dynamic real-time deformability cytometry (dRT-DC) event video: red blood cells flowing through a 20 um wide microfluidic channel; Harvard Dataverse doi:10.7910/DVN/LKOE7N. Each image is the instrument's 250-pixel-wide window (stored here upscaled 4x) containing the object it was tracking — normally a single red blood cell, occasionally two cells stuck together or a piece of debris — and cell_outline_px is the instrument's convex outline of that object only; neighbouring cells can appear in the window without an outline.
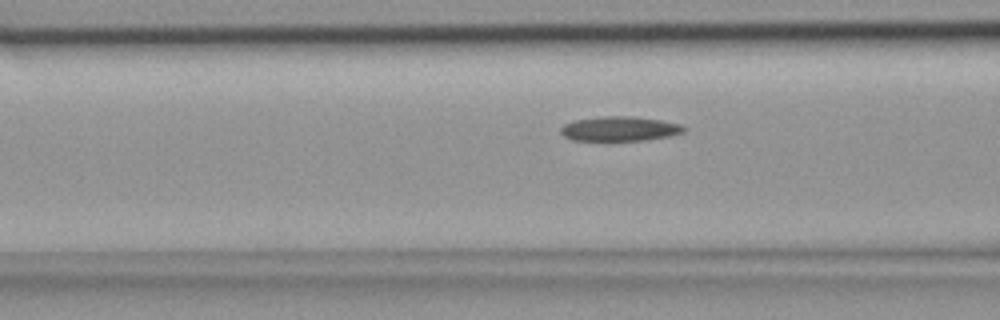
{"species": "common noctule bat (a hibernating species)", "species_latin": "Nyctalus noctula", "temperature_condition": "room temperature", "stored_images_in_passage": 6, "camera_frame_rate_fps": 3000, "um_per_image_px": 0.085, "animal": {"sex": "female", "body_mass_g": 18.4}, "frame": {"image": 1, "passage_image": 6, "time_ms": 1.667, "image_size_px": [1000, 320], "cell_outline_px": [[688, 128], [684, 132], [668, 136], [644, 140], [572, 140], [564, 136], [560, 132], [560, 128], [564, 124], [572, 120], [604, 116], [632, 116], [660, 120], [680, 124]], "centroid_in_image_um": [52.66, 10.93], "position_along_channel_um": 113.9, "area_um2": 17.63}}